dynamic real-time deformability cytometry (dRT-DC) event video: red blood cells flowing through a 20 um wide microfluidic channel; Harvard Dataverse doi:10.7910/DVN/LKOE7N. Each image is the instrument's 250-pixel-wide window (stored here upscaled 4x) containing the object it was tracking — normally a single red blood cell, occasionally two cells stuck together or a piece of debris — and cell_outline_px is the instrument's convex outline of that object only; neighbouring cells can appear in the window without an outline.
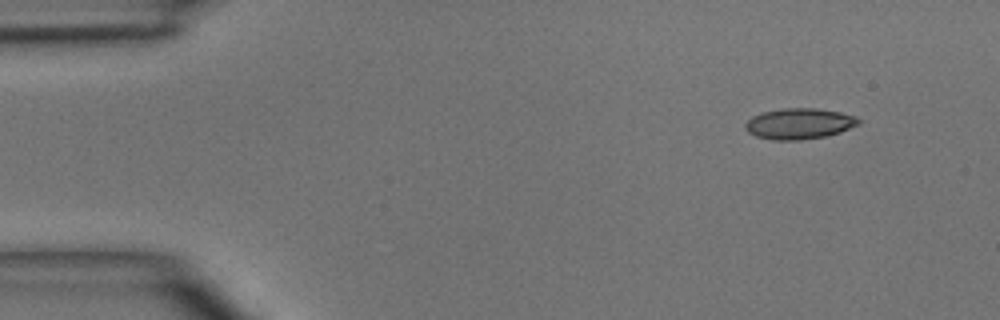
{"species": "common noctule bat (a hibernating species)", "species_latin": "Nyctalus noctula", "temperature_condition": "room temperature", "stored_images_in_passage": 3, "camera_frame_rate_fps": 3000, "um_per_image_px": 0.085, "animal": {"sex": "male", "body_mass_g": 15.6}, "frame": {"image": 1, "passage_image": 1, "time_ms": 0.0, "image_size_px": [1000, 320], "cell_outline_px": [[860, 124], [840, 132], [824, 136], [800, 140], [772, 140], [756, 136], [748, 132], [744, 128], [744, 124], [752, 116], [760, 112], [784, 108], [816, 108], [840, 112], [856, 116], [860, 120]], "centroid_in_image_um": [67.91, 10.5], "position_along_channel_um": 17.1, "area_um2": 20.46}}
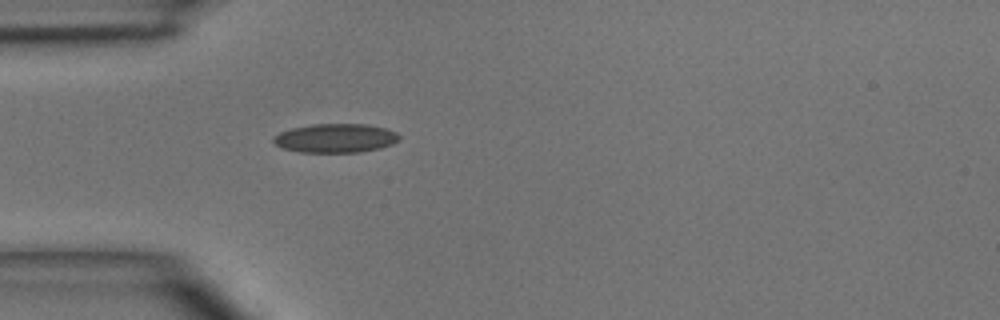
{"frame": {"image": 2, "passage_image": 3, "time_ms": 3.0, "image_size_px": [1000, 320], "cell_outline_px": [[400, 140], [392, 144], [380, 148], [360, 152], [300, 152], [284, 148], [276, 144], [272, 140], [272, 136], [280, 132], [292, 128], [312, 124], [364, 124], [384, 128], [396, 132], [400, 136]], "centroid_in_image_um": [28.52, 11.74], "position_along_channel_um": 56.5, "area_um2": 21.15}}